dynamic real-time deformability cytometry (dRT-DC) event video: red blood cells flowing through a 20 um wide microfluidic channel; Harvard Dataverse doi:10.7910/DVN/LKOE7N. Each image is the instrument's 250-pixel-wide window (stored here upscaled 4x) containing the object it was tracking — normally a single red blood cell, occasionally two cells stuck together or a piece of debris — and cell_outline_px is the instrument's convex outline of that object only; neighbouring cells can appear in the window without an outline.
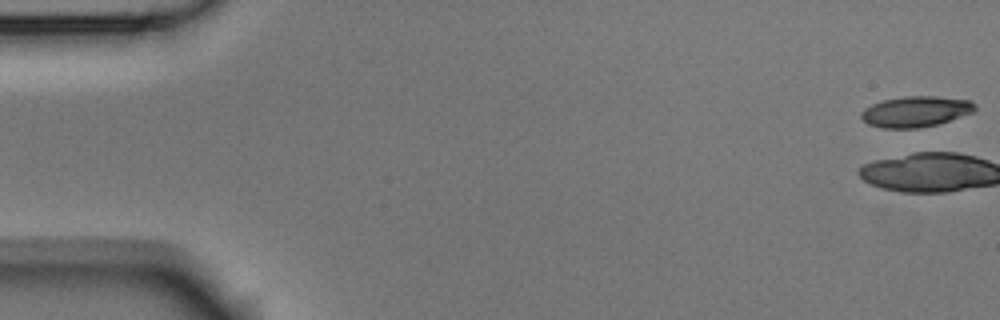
{"species": "Egyptian fruit bat (a non-hibernating species)", "species_latin": "Rousettus aegyptiacus", "temperature_condition": "room temperature", "stored_images_in_passage": 8, "camera_frame_rate_fps": 3000, "um_per_image_px": 0.085, "animal": {"sex": "male"}, "frame": {"image": 1, "passage_image": 1, "time_ms": 0.0, "image_size_px": [1000, 320], "cell_outline_px": [[976, 108], [972, 112], [940, 124], [916, 128], [880, 128], [868, 124], [860, 116], [860, 112], [864, 108], [872, 104], [884, 100], [900, 96], [936, 96], [972, 100], [976, 104]], "centroid_in_image_um": [77.83, 9.48], "position_along_channel_um": 7.2, "area_um2": 20.58}}
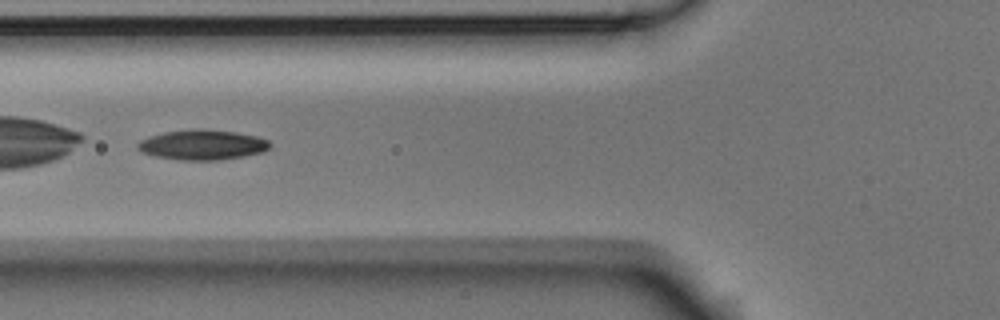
{"frame": {"image": 2, "passage_image": 7, "time_ms": 2.0, "image_size_px": [1000, 320], "cell_outline_px": [[272, 144], [264, 152], [244, 156], [220, 160], [180, 160], [156, 156], [144, 152], [136, 148], [136, 144], [140, 140], [164, 132], [200, 128], [204, 128], [236, 132], [256, 136], [268, 140]], "centroid_in_image_um": [17.23, 12.3], "position_along_channel_um": 108.6, "area_um2": 23.18}}
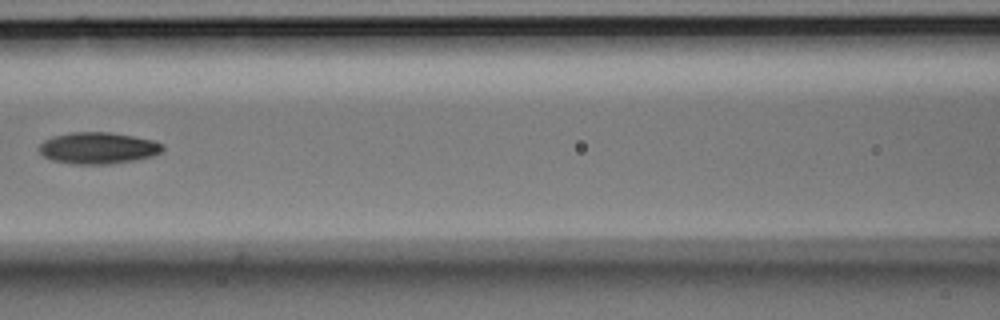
{"frame": {"image": 3, "passage_image": 8, "time_ms": 2.333, "image_size_px": [1000, 320], "cell_outline_px": [[164, 148], [160, 152], [152, 156], [112, 164], [72, 164], [52, 160], [44, 156], [40, 152], [40, 144], [44, 140], [52, 136], [72, 132], [108, 132], [132, 136], [152, 140], [164, 144]], "centroid_in_image_um": [8.32, 12.58], "position_along_channel_um": 158.3, "area_um2": 22.6}}